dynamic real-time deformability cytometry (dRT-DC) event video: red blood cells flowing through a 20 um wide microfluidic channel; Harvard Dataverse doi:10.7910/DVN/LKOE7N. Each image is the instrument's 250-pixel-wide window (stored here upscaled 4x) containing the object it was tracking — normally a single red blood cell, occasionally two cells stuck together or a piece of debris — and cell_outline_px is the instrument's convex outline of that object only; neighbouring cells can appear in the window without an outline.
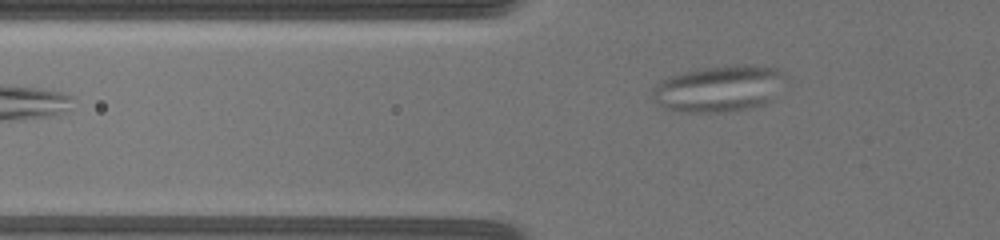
{"species": "common noctule bat (a hibernating species)", "species_latin": "Nyctalus noctula", "temperature_condition": "warm", "stored_images_in_passage": 34, "camera_frame_rate_fps": 3000, "um_per_image_px": 0.085, "animal": {"sex": "female", "body_mass_g": 19.5, "forearm_length_mm": 54.1}, "frame": {"image": 1, "passage_image": 2, "time_ms": 0.667, "image_size_px": [1000, 240], "cell_outline_px": [[784, 72], [768, 100], [764, 104], [744, 108], [716, 112], [680, 112], [664, 108], [656, 100], [652, 92], [652, 88], [660, 80], [668, 76], [700, 68], [772, 68]], "centroid_in_image_um": [60.91, 7.58], "position_along_channel_um": 64.9, "area_um2": 33.64}}
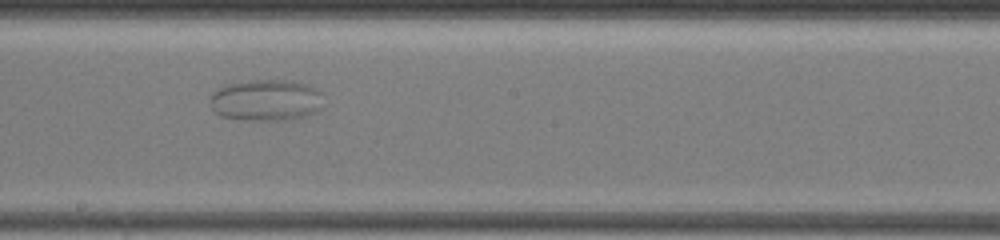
{"frame": {"image": 2, "passage_image": 10, "time_ms": 5.667, "image_size_px": [1000, 240], "cell_outline_px": [[320, 108], [316, 112], [308, 116], [284, 120], [252, 120], [220, 116], [212, 108], [208, 100], [212, 92], [228, 84], [248, 80], [292, 80], [308, 84], [320, 92]], "centroid_in_image_um": [22.59, 8.51], "position_along_channel_um": 225.6, "area_um2": 27.4}}
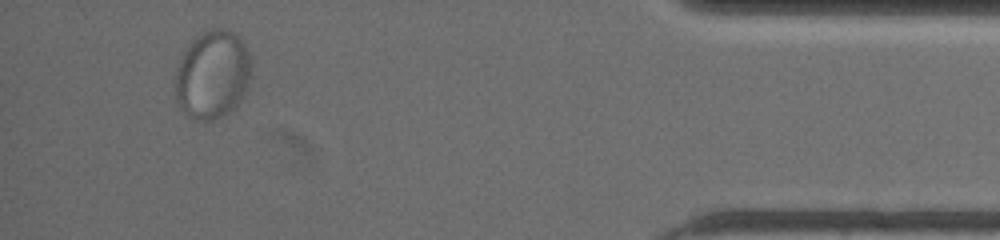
{"frame": {"image": 3, "passage_image": 31, "time_ms": 12.667, "image_size_px": [1000, 240], "cell_outline_px": [[248, 76], [244, 92], [240, 100], [228, 112], [212, 120], [192, 120], [188, 116], [180, 104], [176, 96], [176, 72], [184, 52], [192, 40], [196, 36], [212, 28], [224, 28], [240, 36], [248, 52]], "centroid_in_image_um": [18.04, 6.32], "position_along_channel_um": 417.2, "area_um2": 38.09}}